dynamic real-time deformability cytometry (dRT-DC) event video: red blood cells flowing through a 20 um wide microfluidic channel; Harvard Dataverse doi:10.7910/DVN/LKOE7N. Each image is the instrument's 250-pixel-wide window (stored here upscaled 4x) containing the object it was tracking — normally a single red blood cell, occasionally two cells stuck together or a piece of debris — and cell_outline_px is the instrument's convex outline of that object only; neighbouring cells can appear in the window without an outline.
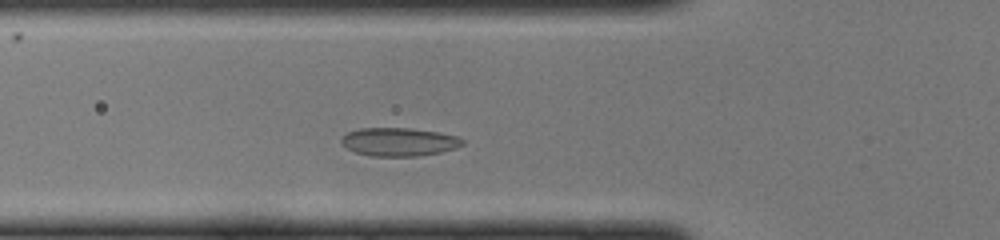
{"species": "common noctule bat (a hibernating species)", "species_latin": "Nyctalus noctula", "temperature_condition": "cold", "stored_images_in_passage": 32, "camera_frame_rate_fps": 3000, "um_per_image_px": 0.085, "animal": {"sex": "female", "body_mass_g": 22.0, "forearm_length_mm": 56.7}, "frame": {"image": 1, "passage_image": 8, "time_ms": 2.333, "image_size_px": [1000, 240], "cell_outline_px": [[464, 144], [456, 148], [440, 152], [416, 156], [372, 156], [356, 152], [340, 144], [340, 140], [348, 132], [360, 128], [412, 128], [440, 132], [456, 136], [464, 140]], "centroid_in_image_um": [33.92, 12.05], "position_along_channel_um": 91.9, "area_um2": 20.0}}
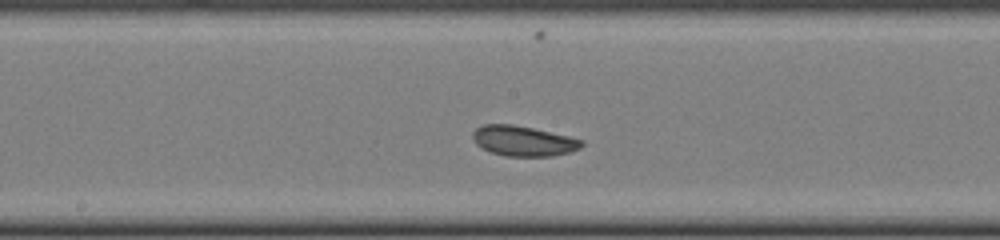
{"frame": {"image": 2, "passage_image": 16, "time_ms": 5.0, "image_size_px": [1000, 240], "cell_outline_px": [[584, 144], [580, 148], [568, 152], [552, 156], [504, 156], [492, 152], [476, 144], [472, 136], [472, 132], [476, 128], [484, 124], [512, 124], [532, 128], [568, 136], [584, 140]], "centroid_in_image_um": [44.48, 11.97], "position_along_channel_um": 203.7, "area_um2": 19.02}}
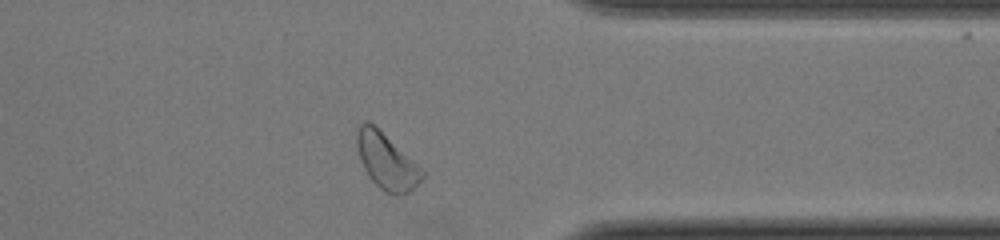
{"frame": {"image": 3, "passage_image": 29, "time_ms": 9.333, "image_size_px": [1000, 240], "cell_outline_px": [[424, 176], [408, 192], [388, 192], [380, 188], [368, 176], [360, 160], [356, 144], [356, 132], [360, 124], [368, 120], [424, 168]], "centroid_in_image_um": [32.84, 13.65], "position_along_channel_um": 378.6, "area_um2": 20.87}}